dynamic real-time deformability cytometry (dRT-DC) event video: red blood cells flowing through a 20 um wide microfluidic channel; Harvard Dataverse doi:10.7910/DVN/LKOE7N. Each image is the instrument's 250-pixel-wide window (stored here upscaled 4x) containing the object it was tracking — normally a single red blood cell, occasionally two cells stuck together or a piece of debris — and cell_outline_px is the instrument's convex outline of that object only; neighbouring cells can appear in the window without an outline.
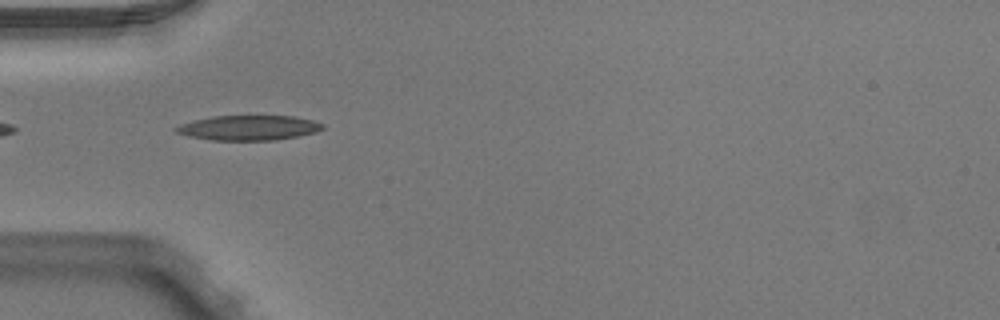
{"species": "Egyptian fruit bat (a non-hibernating species)", "species_latin": "Rousettus aegyptiacus", "temperature_condition": "warm", "stored_images_in_passage": 16, "camera_frame_rate_fps": 3000, "um_per_image_px": 0.085, "animal": {"sex": "male"}, "frame": {"image": 1, "passage_image": 1, "time_ms": 0.0, "image_size_px": [1000, 320], "cell_outline_px": [[324, 128], [316, 132], [276, 140], [212, 140], [188, 136], [176, 132], [172, 128], [180, 124], [212, 116], [292, 116], [312, 120], [324, 124]], "centroid_in_image_um": [21.12, 10.86], "position_along_channel_um": 63.9, "area_um2": 21.15}}
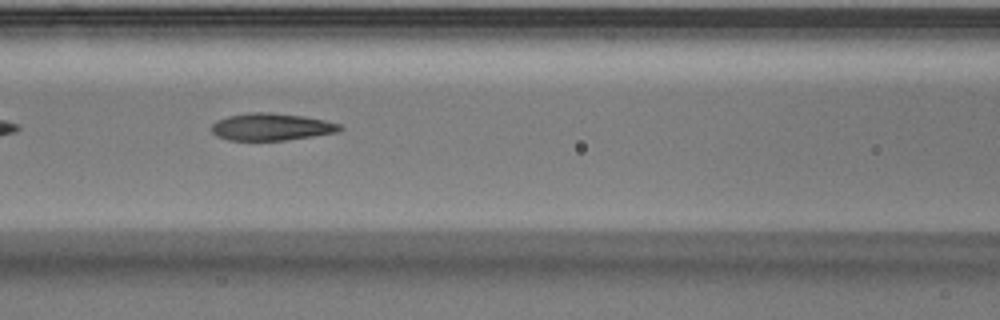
{"frame": {"image": 2, "passage_image": 7, "time_ms": 2.0, "image_size_px": [1000, 320], "cell_outline_px": [[344, 128], [336, 132], [312, 136], [284, 140], [228, 140], [216, 136], [212, 132], [212, 124], [216, 120], [228, 116], [248, 112], [268, 112], [304, 116], [324, 120], [340, 124]], "centroid_in_image_um": [23.04, 10.77], "position_along_channel_um": 143.6, "area_um2": 20.29}}
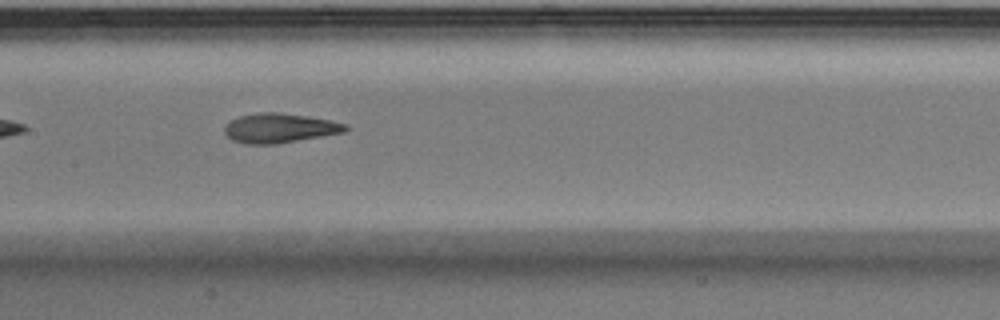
{"frame": {"image": 3, "passage_image": 10, "time_ms": 3.0, "image_size_px": [1000, 320], "cell_outline_px": [[348, 128], [344, 132], [276, 144], [248, 144], [232, 140], [224, 132], [224, 124], [240, 116], [260, 112], [280, 112], [328, 120], [348, 124]], "centroid_in_image_um": [23.73, 10.89], "position_along_channel_um": 183.7, "area_um2": 20.58}}